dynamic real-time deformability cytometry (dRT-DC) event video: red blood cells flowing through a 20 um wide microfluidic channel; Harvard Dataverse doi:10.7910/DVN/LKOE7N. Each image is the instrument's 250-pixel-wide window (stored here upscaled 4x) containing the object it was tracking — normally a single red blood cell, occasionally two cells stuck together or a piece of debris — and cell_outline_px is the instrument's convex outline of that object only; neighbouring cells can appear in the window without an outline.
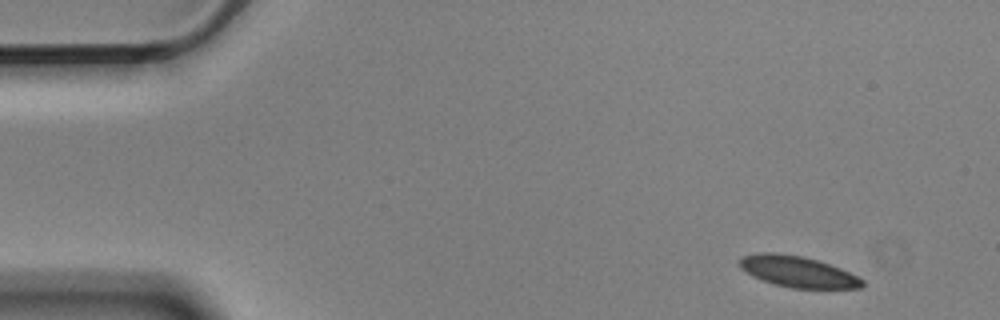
{"species": "Egyptian fruit bat (a non-hibernating species)", "species_latin": "Rousettus aegyptiacus", "temperature_condition": "cold", "stored_images_in_passage": 3, "camera_frame_rate_fps": 3000, "um_per_image_px": 0.085, "animal": {"sex": "male"}, "frame": {"image": 1, "passage_image": 1, "time_ms": 0.0, "image_size_px": [1000, 320], "cell_outline_px": [[864, 284], [860, 288], [792, 288], [772, 284], [752, 276], [740, 268], [740, 256], [760, 252], [776, 252], [800, 256], [816, 260], [840, 268], [864, 280]], "centroid_in_image_um": [67.76, 23.09], "position_along_channel_um": 17.2, "area_um2": 22.14}}